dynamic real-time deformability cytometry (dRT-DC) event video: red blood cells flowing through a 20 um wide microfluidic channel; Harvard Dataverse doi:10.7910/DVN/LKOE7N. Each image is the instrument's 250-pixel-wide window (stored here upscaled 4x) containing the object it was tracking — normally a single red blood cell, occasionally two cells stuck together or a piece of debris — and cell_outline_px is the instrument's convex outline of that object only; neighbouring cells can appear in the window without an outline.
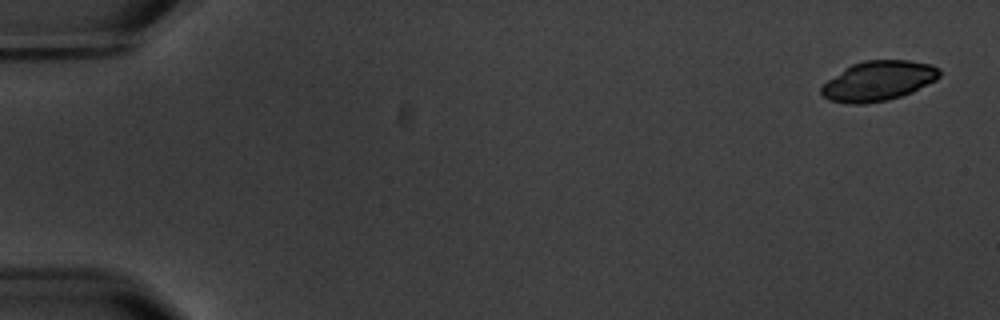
{"species": "common noctule bat (a hibernating species)", "species_latin": "Nyctalus noctula", "temperature_condition": "warm", "stored_images_in_passage": 2, "camera_frame_rate_fps": 3000, "um_per_image_px": 0.085, "animal": {"sex": "male", "body_mass_g": 20.1, "forearm_length_mm": 53.5}, "frame": {"image": 1, "passage_image": 1, "time_ms": 0.0, "image_size_px": [1000, 320], "cell_outline_px": [[940, 76], [936, 80], [912, 92], [888, 100], [864, 104], [848, 104], [828, 100], [820, 92], [820, 88], [828, 80], [844, 68], [852, 64], [864, 60], [908, 60], [932, 64], [940, 68]], "centroid_in_image_um": [74.66, 6.87], "position_along_channel_um": 10.3, "area_um2": 27.57}}